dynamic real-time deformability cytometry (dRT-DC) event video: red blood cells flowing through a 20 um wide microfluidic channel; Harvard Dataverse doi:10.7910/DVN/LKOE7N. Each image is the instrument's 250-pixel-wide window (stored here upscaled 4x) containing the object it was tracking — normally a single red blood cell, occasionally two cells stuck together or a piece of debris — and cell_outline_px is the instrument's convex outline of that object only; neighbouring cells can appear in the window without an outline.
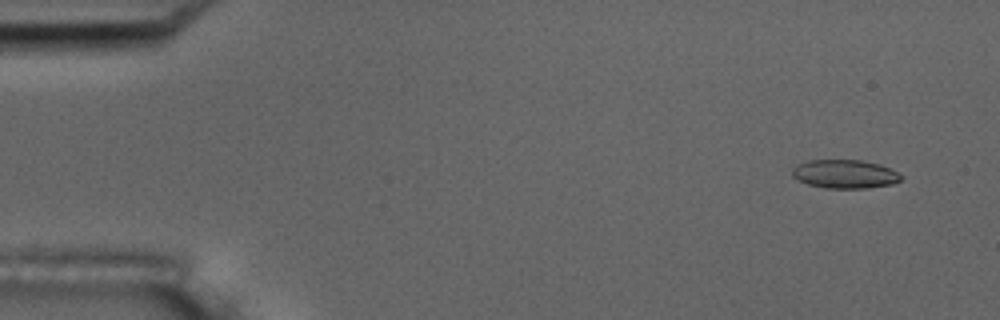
{"species": "common noctule bat (a hibernating species)", "species_latin": "Nyctalus noctula", "temperature_condition": "room temperature", "stored_images_in_passage": 56, "camera_frame_rate_fps": 3000, "um_per_image_px": 0.085, "animal": {"sex": "male", "body_mass_g": 17.5, "forearm_length_mm": 52.3}, "frame": {"image": 1, "passage_image": 4, "time_ms": 1.0, "image_size_px": [1000, 320], "cell_outline_px": [[904, 176], [900, 180], [892, 184], [868, 188], [824, 188], [808, 184], [792, 176], [792, 168], [796, 164], [808, 160], [860, 160], [880, 164]], "centroid_in_image_um": [71.79, 14.79], "position_along_channel_um": 13.2, "area_um2": 18.15}}
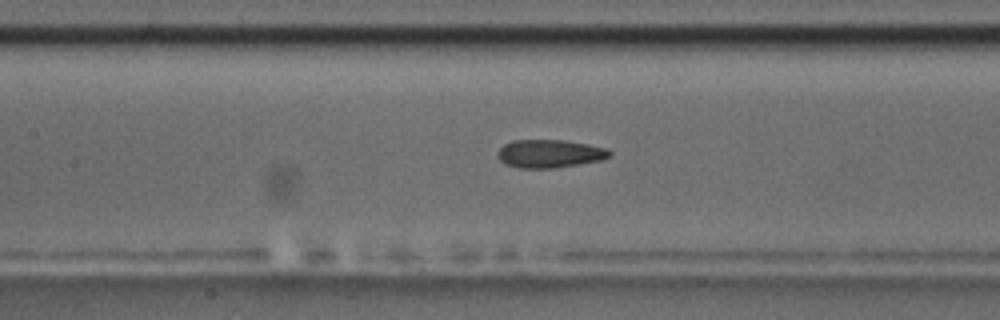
{"frame": {"image": 2, "passage_image": 26, "time_ms": 8.333, "image_size_px": [1000, 320], "cell_outline_px": [[612, 156], [600, 160], [556, 168], [520, 168], [508, 164], [500, 160], [496, 156], [496, 152], [504, 144], [512, 140], [564, 140], [588, 144], [604, 148], [612, 152]], "centroid_in_image_um": [46.7, 13.05], "position_along_channel_um": 160.7, "area_um2": 18.32}, "authors_computed_cell_mechanics": {"area_um2": 18.4671, "velocity_mm_per_s": 3.5956, "shape_relaxation_time_tau1_ms": 11.2742, "shape_relaxation_time_tau2_ms": 3.1443, "deformation_change_tau1": 0.2351, "deformation_change_tau2": 0.1075}}